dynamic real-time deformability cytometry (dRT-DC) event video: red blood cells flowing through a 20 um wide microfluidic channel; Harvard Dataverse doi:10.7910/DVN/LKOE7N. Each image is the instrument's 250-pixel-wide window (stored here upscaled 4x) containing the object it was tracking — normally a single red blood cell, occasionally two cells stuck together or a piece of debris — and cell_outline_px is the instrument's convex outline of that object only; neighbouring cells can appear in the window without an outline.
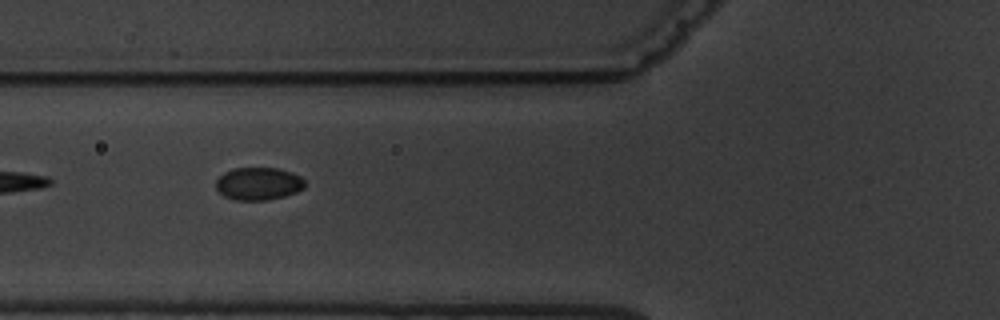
{"species": "common noctule bat (a hibernating species)", "species_latin": "Nyctalus noctula", "temperature_condition": "warm", "stored_images_in_passage": 10, "camera_frame_rate_fps": 3000, "um_per_image_px": 0.085, "animal": {"sex": "male", "body_mass_g": 19.5, "forearm_length_mm": 54.6}, "frame": {"image": 1, "passage_image": 7, "time_ms": 7.0, "image_size_px": [1000, 320], "cell_outline_px": [[304, 188], [296, 192], [284, 196], [268, 200], [236, 200], [224, 196], [216, 188], [216, 180], [224, 172], [232, 168], [280, 168], [292, 172], [300, 176], [304, 180]], "centroid_in_image_um": [21.97, 15.6], "position_along_channel_um": 103.8, "area_um2": 16.99}}